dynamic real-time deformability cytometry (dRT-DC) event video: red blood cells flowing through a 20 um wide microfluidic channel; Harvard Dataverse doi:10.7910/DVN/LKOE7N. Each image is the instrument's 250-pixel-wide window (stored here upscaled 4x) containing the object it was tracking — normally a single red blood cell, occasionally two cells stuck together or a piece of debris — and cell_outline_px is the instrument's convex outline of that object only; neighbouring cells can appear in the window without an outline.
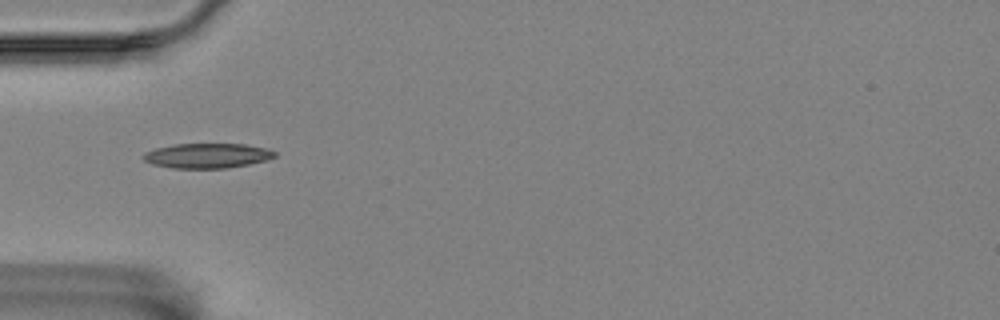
{"species": "Egyptian fruit bat (a non-hibernating species)", "species_latin": "Rousettus aegyptiacus", "temperature_condition": "room temperature", "stored_images_in_passage": 11, "camera_frame_rate_fps": 3000, "um_per_image_px": 0.085, "animal": {"sex": "female"}, "frame": {"image": 1, "passage_image": 1, "time_ms": 0.0, "image_size_px": [1000, 320], "cell_outline_px": [[276, 156], [268, 160], [228, 168], [172, 168], [152, 164], [144, 160], [140, 156], [144, 152], [156, 148], [172, 144], [244, 144], [268, 148], [276, 152]], "centroid_in_image_um": [17.61, 13.23], "position_along_channel_um": 67.4, "area_um2": 19.19}}
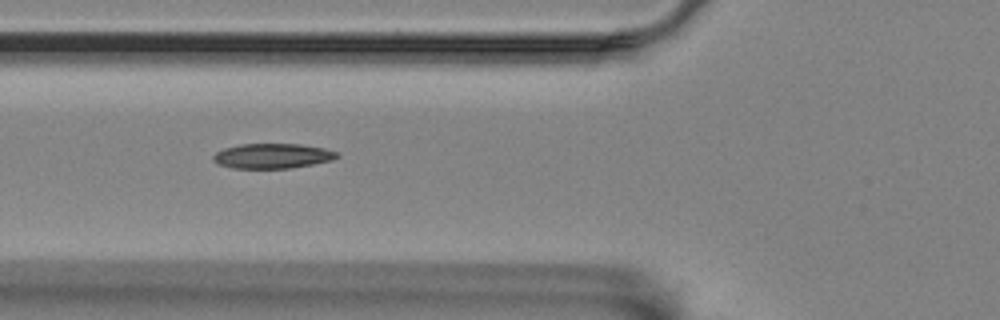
{"frame": {"image": 2, "passage_image": 4, "time_ms": 1.0, "image_size_px": [1000, 320], "cell_outline_px": [[340, 156], [332, 160], [312, 164], [288, 168], [232, 168], [220, 164], [212, 160], [212, 156], [216, 152], [224, 148], [240, 144], [300, 144], [324, 148], [336, 152]], "centroid_in_image_um": [23.14, 13.25], "position_along_channel_um": 102.7, "area_um2": 17.86}}